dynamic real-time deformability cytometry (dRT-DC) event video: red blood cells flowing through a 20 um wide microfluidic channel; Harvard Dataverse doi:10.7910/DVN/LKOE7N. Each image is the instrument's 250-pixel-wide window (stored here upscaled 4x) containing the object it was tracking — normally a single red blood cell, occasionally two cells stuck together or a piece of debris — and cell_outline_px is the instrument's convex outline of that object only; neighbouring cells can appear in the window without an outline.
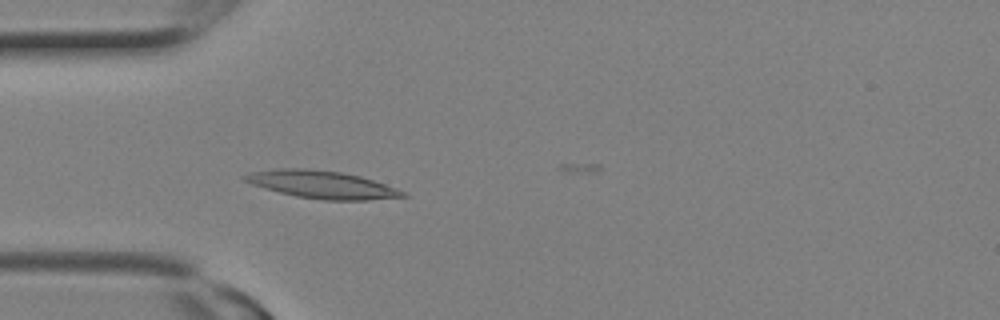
{"species": "Egyptian fruit bat (a non-hibernating species)", "species_latin": "Rousettus aegyptiacus", "temperature_condition": "room temperature", "stored_images_in_passage": 9, "camera_frame_rate_fps": 3000, "um_per_image_px": 0.085, "animal": {"sex": "female"}, "frame": {"image": 1, "passage_image": 8, "time_ms": 2.333, "image_size_px": [1000, 320], "cell_outline_px": [[408, 196], [368, 200], [324, 200], [296, 196], [264, 188], [252, 184], [244, 180], [240, 176], [252, 172], [276, 168], [304, 168], [340, 172], [360, 176], [396, 188], [404, 192]], "centroid_in_image_um": [27.33, 15.68], "position_along_channel_um": 57.7, "area_um2": 25.2}}